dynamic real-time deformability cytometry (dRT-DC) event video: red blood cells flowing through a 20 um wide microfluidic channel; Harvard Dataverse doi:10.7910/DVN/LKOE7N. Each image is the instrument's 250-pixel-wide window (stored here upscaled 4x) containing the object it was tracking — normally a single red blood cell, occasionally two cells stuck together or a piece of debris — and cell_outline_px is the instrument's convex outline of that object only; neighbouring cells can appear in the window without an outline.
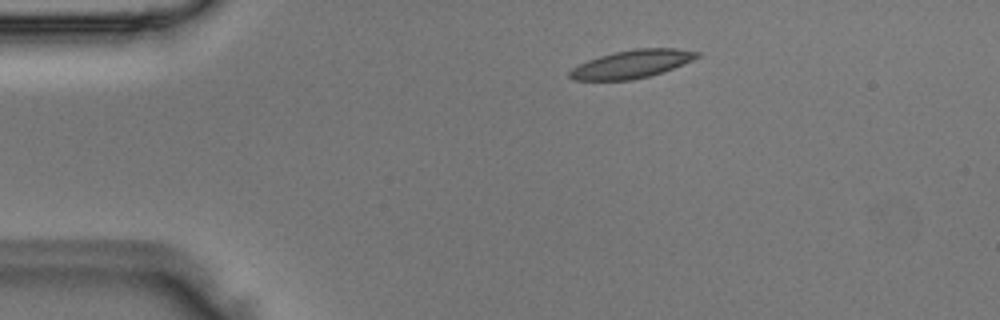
{"species": "Egyptian fruit bat (a non-hibernating species)", "species_latin": "Rousettus aegyptiacus", "temperature_condition": "room temperature", "stored_images_in_passage": 3, "camera_frame_rate_fps": 3000, "um_per_image_px": 0.085, "animal": {"sex": "male"}, "frame": {"image": 1, "passage_image": 2, "time_ms": 0.333, "image_size_px": [1000, 320], "cell_outline_px": [[700, 56], [692, 60], [672, 68], [648, 76], [632, 80], [572, 80], [568, 76], [568, 72], [572, 68], [588, 60], [600, 56], [616, 52], [636, 48], [676, 48], [700, 52]], "centroid_in_image_um": [53.68, 5.44], "position_along_channel_um": 31.3, "area_um2": 20.58}}